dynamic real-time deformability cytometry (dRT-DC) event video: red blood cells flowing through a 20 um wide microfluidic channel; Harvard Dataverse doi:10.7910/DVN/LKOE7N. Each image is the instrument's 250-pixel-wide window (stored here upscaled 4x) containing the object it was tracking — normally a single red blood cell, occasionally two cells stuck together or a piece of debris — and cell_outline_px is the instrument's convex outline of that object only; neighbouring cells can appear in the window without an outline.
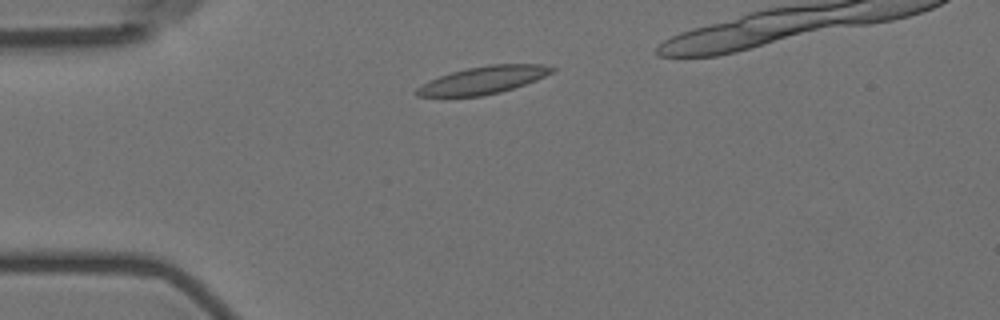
{"species": "Egyptian fruit bat (a non-hibernating species)", "species_latin": "Rousettus aegyptiacus", "temperature_condition": "room temperature", "stored_images_in_passage": 7, "segment_of_instrument_passage": [1, 2], "camera_frame_rate_fps": 3000, "um_per_image_px": 0.085, "animal": {"sex": "female"}, "frame": {"image": 1, "passage_image": 3, "time_ms": 2.333, "image_size_px": [1000, 320], "cell_outline_px": [[556, 68], [552, 72], [536, 80], [500, 92], [480, 96], [416, 96], [416, 88], [440, 76], [452, 72], [468, 68], [488, 64], [544, 64]], "centroid_in_image_um": [41.11, 6.8], "position_along_channel_um": 43.9, "area_um2": 21.27}}
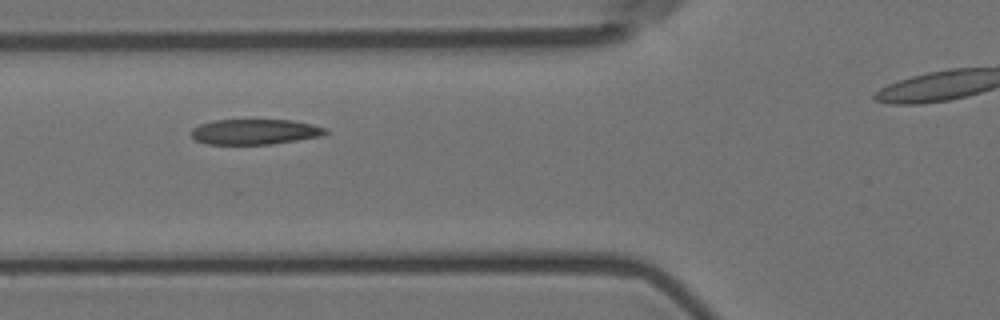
{"frame": {"image": 2, "passage_image": 5, "time_ms": 4.667, "image_size_px": [1000, 320], "cell_outline_px": [[328, 132], [324, 136], [272, 144], [208, 144], [196, 140], [192, 136], [192, 128], [200, 124], [212, 120], [292, 120], [312, 124], [328, 128]], "centroid_in_image_um": [21.71, 11.2], "position_along_channel_um": 104.1, "area_um2": 19.94}}
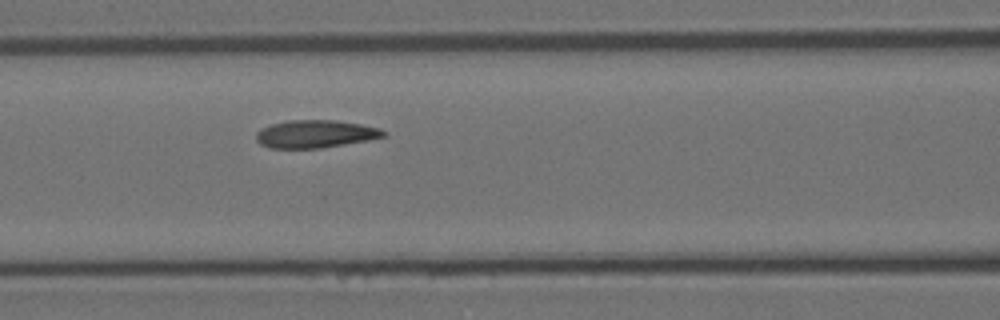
{"frame": {"image": 3, "passage_image": 6, "time_ms": 5.667, "image_size_px": [1000, 320], "cell_outline_px": [[388, 136], [368, 140], [320, 148], [268, 148], [260, 144], [256, 140], [256, 132], [260, 128], [272, 124], [288, 120], [336, 120], [360, 124], [380, 128], [388, 132]], "centroid_in_image_um": [26.81, 11.38], "position_along_channel_um": 139.8, "area_um2": 20.75}}